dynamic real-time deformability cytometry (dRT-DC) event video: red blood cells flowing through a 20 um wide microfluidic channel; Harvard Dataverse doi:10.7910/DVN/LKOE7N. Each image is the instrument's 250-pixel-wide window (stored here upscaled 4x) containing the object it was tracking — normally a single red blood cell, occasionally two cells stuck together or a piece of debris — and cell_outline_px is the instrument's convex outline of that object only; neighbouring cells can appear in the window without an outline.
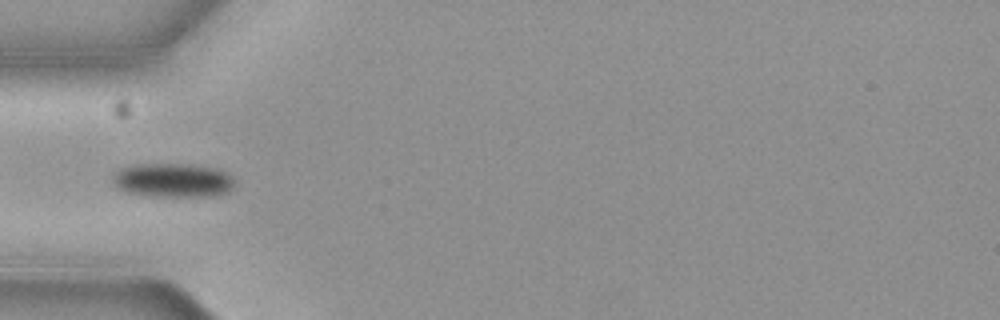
{"species": "common noctule bat (a hibernating species)", "species_latin": "Nyctalus noctula", "temperature_condition": "cold", "stored_images_in_passage": 8, "camera_frame_rate_fps": 3000, "um_per_image_px": 0.085, "animal": {"sex": "female", "body_mass_g": 19.3, "forearm_length_mm": 54.1}, "frame": {"image": 1, "passage_image": 4, "time_ms": 1.0, "image_size_px": [1000, 320], "cell_outline_px": [[232, 188], [228, 192], [216, 196], [152, 196], [124, 192], [116, 188], [112, 180], [112, 176], [120, 168], [132, 164], [192, 164], [212, 168], [224, 172], [232, 176]], "centroid_in_image_um": [14.63, 15.32], "position_along_channel_um": 70.4, "area_um2": 24.28}}
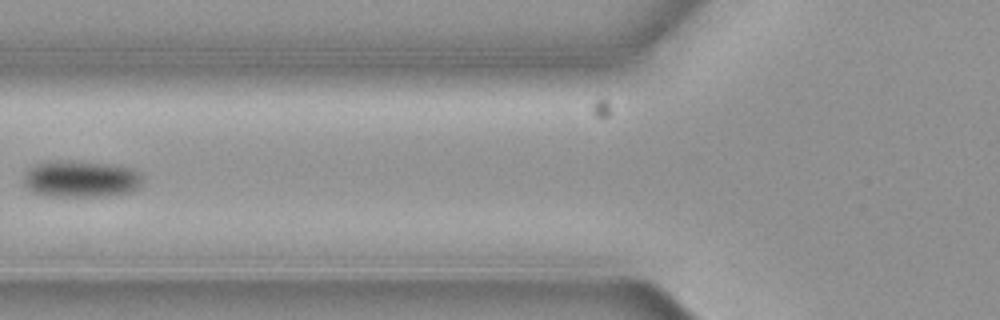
{"frame": {"image": 2, "passage_image": 5, "time_ms": 1.333, "image_size_px": [1000, 320], "cell_outline_px": [[140, 188], [128, 192], [104, 196], [48, 196], [32, 192], [24, 184], [24, 176], [36, 164], [56, 160], [68, 160], [108, 164], [132, 168], [140, 172]], "centroid_in_image_um": [6.88, 15.21], "position_along_channel_um": 118.9, "area_um2": 25.26}}
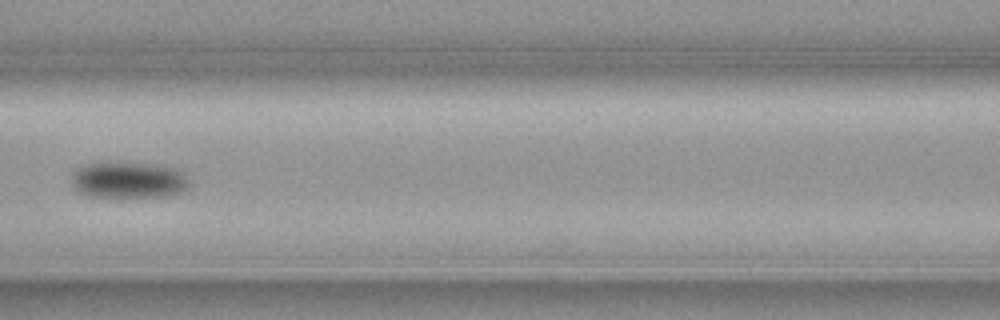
{"frame": {"image": 3, "passage_image": 6, "time_ms": 1.667, "image_size_px": [1000, 320], "cell_outline_px": [[188, 184], [180, 192], [168, 196], [88, 196], [80, 192], [76, 188], [72, 180], [72, 176], [76, 168], [88, 164], [108, 160], [152, 164], [180, 168], [184, 172], [188, 180]], "centroid_in_image_um": [10.93, 15.25], "position_along_channel_um": 155.7, "area_um2": 25.14}}